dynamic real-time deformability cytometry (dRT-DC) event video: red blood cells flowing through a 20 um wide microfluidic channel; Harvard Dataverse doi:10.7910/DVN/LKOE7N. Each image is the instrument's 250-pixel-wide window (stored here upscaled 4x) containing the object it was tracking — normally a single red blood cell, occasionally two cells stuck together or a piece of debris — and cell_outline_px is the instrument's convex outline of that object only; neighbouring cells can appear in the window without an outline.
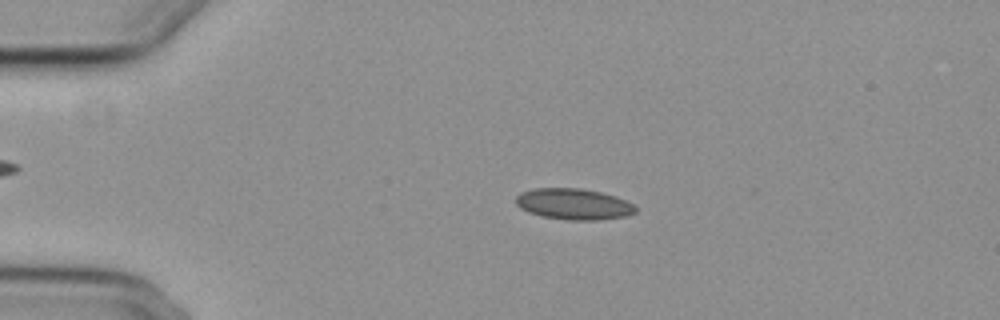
{"species": "common noctule bat (a hibernating species)", "species_latin": "Nyctalus noctula", "temperature_condition": "cold", "stored_images_in_passage": 6, "camera_frame_rate_fps": 3000, "um_per_image_px": 0.085, "animal": {"sex": "female", "body_mass_g": 29.2, "forearm_length_mm": 56.3}, "frame": {"image": 1, "passage_image": 3, "time_ms": 2.333, "image_size_px": [1000, 320], "cell_outline_px": [[636, 212], [628, 216], [600, 220], [568, 220], [544, 216], [528, 212], [520, 208], [516, 204], [516, 196], [520, 192], [536, 188], [580, 188], [600, 192], [616, 196], [632, 204], [636, 208]], "centroid_in_image_um": [48.76, 17.35], "position_along_channel_um": 36.2, "area_um2": 21.68}}
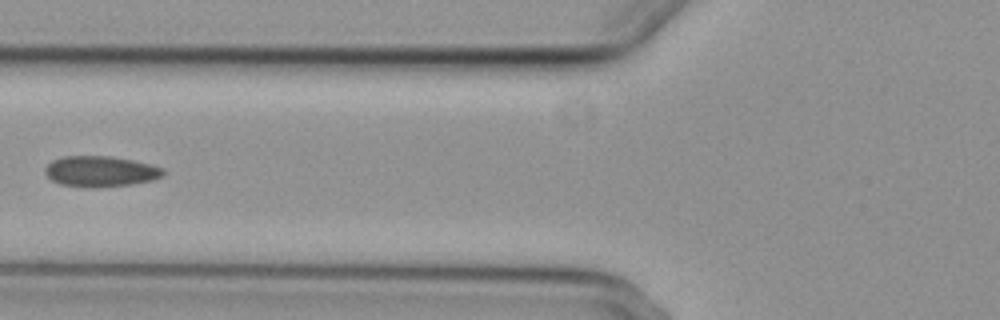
{"frame": {"image": 2, "passage_image": 5, "time_ms": 5.667, "image_size_px": [1000, 320], "cell_outline_px": [[164, 176], [152, 180], [132, 184], [92, 188], [60, 184], [52, 180], [44, 172], [44, 168], [52, 160], [64, 156], [108, 156], [132, 160], [164, 168]], "centroid_in_image_um": [8.53, 14.57], "position_along_channel_um": 117.3, "area_um2": 21.1}}
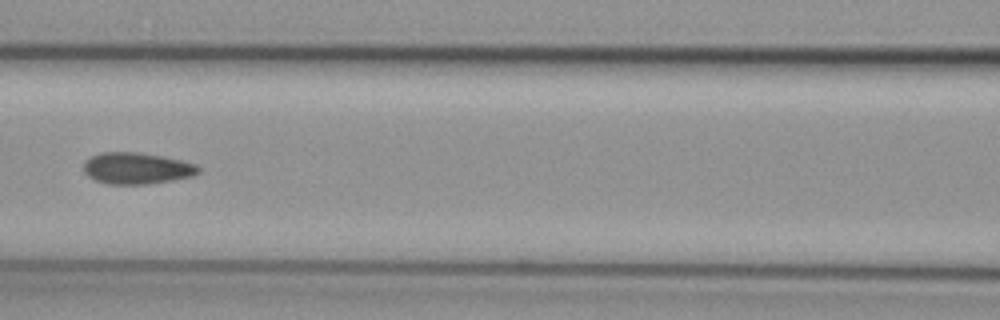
{"frame": {"image": 3, "passage_image": 6, "time_ms": 6.667, "image_size_px": [1000, 320], "cell_outline_px": [[200, 172], [192, 176], [172, 180], [148, 184], [104, 184], [88, 176], [84, 172], [84, 160], [100, 152], [140, 152], [164, 156], [196, 164], [200, 168]], "centroid_in_image_um": [11.61, 14.3], "position_along_channel_um": 155.0, "area_um2": 21.21}}